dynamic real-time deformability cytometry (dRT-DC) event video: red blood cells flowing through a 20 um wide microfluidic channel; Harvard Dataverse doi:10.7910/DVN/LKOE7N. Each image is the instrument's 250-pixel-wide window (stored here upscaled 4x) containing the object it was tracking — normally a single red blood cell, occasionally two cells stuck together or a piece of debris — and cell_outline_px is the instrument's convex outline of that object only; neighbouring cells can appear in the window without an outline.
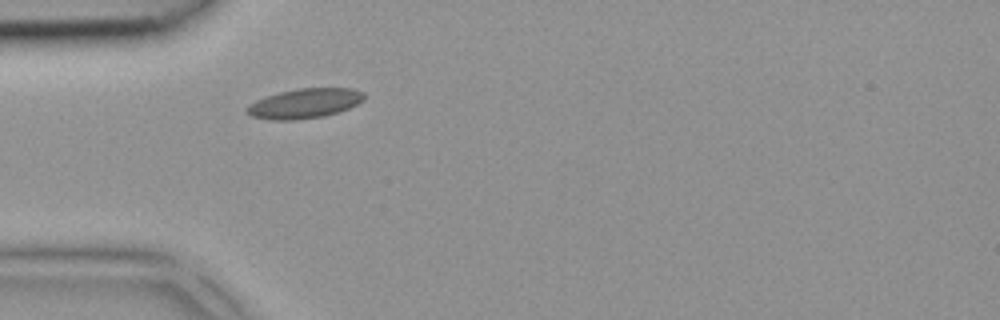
{"species": "common noctule bat (a hibernating species)", "species_latin": "Nyctalus noctula", "temperature_condition": "room temperature", "stored_images_in_passage": 2, "camera_frame_rate_fps": 3000, "um_per_image_px": 0.085, "animal": {"sex": "female", "body_mass_g": 18.4}, "frame": {"image": 1, "passage_image": 2, "time_ms": 0.333, "image_size_px": [1000, 320], "cell_outline_px": [[364, 100], [348, 108], [324, 116], [296, 120], [268, 120], [252, 116], [244, 112], [244, 108], [248, 104], [256, 100], [280, 92], [300, 88], [352, 88], [364, 92]], "centroid_in_image_um": [25.85, 8.8], "position_along_channel_um": 59.2, "area_um2": 20.35}}